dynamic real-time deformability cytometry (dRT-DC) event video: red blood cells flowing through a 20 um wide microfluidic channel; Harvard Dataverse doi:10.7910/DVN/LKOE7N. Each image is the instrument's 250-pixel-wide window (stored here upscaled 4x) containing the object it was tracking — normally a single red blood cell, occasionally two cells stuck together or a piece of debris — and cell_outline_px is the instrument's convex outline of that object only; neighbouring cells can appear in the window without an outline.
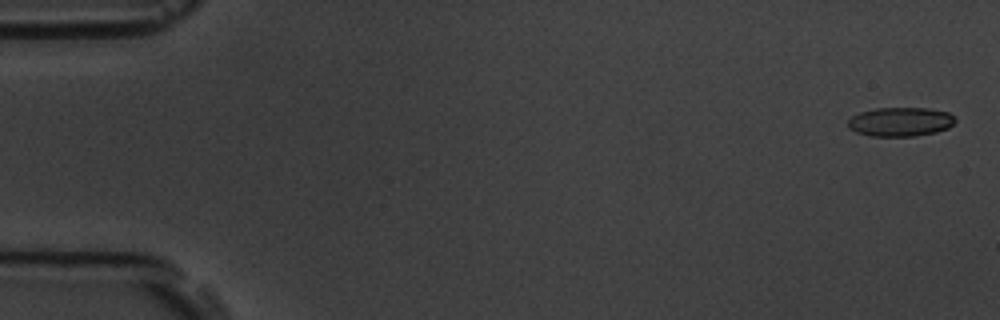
{"species": "common noctule bat (a hibernating species)", "species_latin": "Nyctalus noctula", "temperature_condition": "room temperature", "stored_images_in_passage": 6, "camera_frame_rate_fps": 3000, "um_per_image_px": 0.085, "animal": {"sex": "male", "body_mass_g": 19.5, "forearm_length_mm": 54.6}, "frame": {"image": 1, "passage_image": 1, "time_ms": 0.0, "image_size_px": [1000, 320], "cell_outline_px": [[956, 120], [948, 128], [936, 132], [916, 136], [872, 136], [856, 132], [848, 128], [848, 120], [852, 116], [860, 112], [876, 108], [928, 108], [948, 112], [956, 116]], "centroid_in_image_um": [76.55, 10.35], "position_along_channel_um": 8.5, "area_um2": 18.26}}